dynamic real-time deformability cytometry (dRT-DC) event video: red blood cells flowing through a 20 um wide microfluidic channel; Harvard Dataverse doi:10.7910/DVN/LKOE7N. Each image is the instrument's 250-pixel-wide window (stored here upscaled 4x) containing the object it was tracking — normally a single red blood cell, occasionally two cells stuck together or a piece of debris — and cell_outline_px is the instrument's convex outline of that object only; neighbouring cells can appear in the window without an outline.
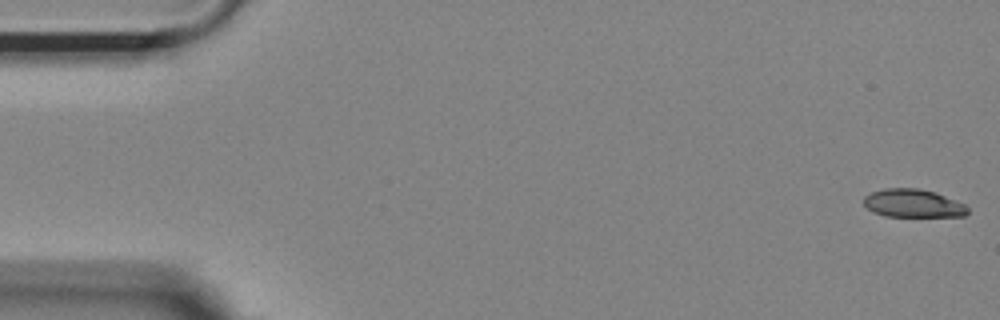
{"species": "Egyptian fruit bat (a non-hibernating species)", "species_latin": "Rousettus aegyptiacus", "temperature_condition": "room temperature", "stored_images_in_passage": 54, "camera_frame_rate_fps": 3000, "um_per_image_px": 0.085, "animal": {"sex": "female"}, "frame": {"image": 1, "passage_image": 1, "time_ms": 0.0, "image_size_px": [1000, 320], "cell_outline_px": [[968, 212], [964, 216], [884, 216], [872, 212], [864, 204], [864, 196], [872, 192], [884, 188], [916, 188], [932, 192], [944, 196], [964, 204], [968, 208]], "centroid_in_image_um": [77.57, 17.29], "position_along_channel_um": 7.4, "area_um2": 16.82}}
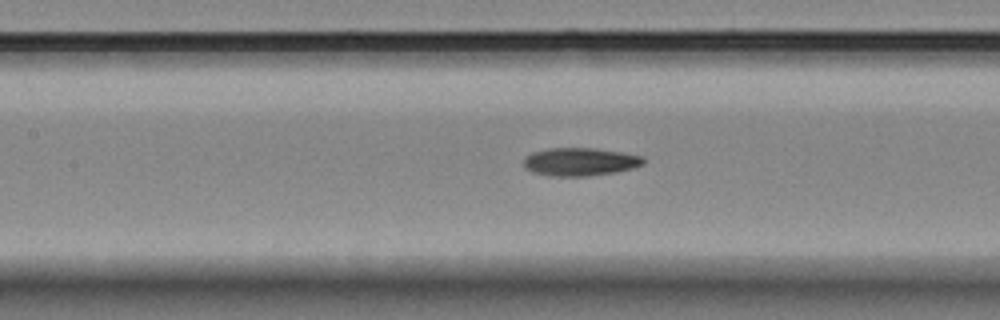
{"frame": {"image": 2, "passage_image": 24, "time_ms": 7.667, "image_size_px": [1000, 320], "cell_outline_px": [[644, 164], [632, 168], [616, 172], [588, 176], [548, 176], [532, 172], [524, 168], [524, 156], [532, 152], [548, 148], [592, 148], [620, 152], [640, 156], [644, 160]], "centroid_in_image_um": [49.24, 13.76], "position_along_channel_um": 158.2, "area_um2": 19.59}}
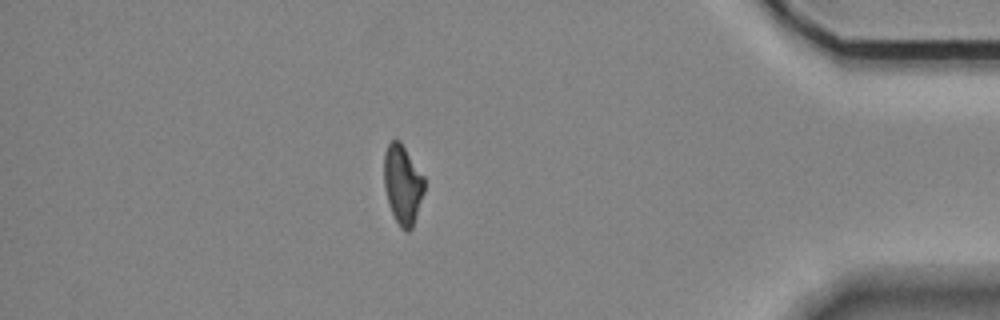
{"frame": {"image": 3, "passage_image": 47, "time_ms": 15.333, "image_size_px": [1000, 320], "cell_outline_px": [[424, 192], [412, 228], [408, 232], [404, 232], [400, 228], [392, 212], [388, 200], [384, 184], [384, 152], [388, 144], [392, 140], [400, 140], [424, 176]], "centroid_in_image_um": [34.23, 15.67], "position_along_channel_um": 401.0, "area_um2": 18.55}, "authors_computed_cell_mechanics": {"area_um2": 19.3052, "velocity_mm_per_s": 3.6855, "shape_relaxation_time_tau1_ms": 9.0822, "shape_relaxation_time_tau2_ms": 6.7397, "deformation_change_tau1": 0.2253, "deformation_change_tau2": 0.1465}}